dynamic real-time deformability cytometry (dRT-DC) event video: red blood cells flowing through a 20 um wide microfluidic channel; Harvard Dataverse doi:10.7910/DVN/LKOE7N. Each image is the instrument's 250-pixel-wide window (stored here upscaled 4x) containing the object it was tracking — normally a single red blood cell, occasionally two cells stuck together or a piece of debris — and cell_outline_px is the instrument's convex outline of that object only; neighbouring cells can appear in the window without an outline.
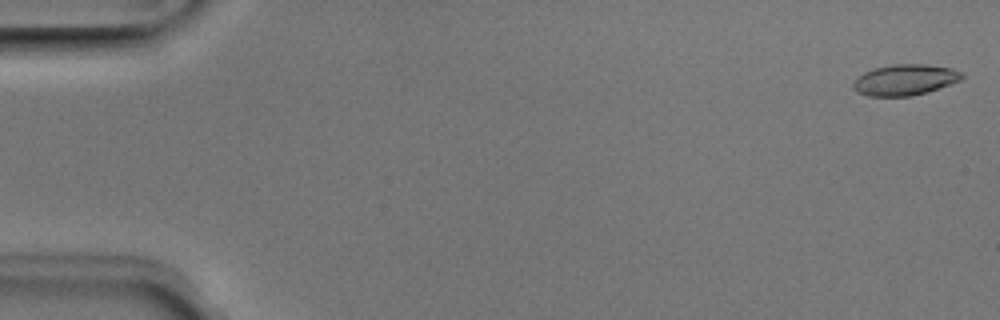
{"species": "Egyptian fruit bat (a non-hibernating species)", "species_latin": "Rousettus aegyptiacus", "temperature_condition": "room temperature", "stored_images_in_passage": 50, "camera_frame_rate_fps": 3000, "um_per_image_px": 0.085, "animal": {"sex": "male"}, "frame": {"image": 1, "passage_image": 1, "time_ms": 0.0, "image_size_px": [1000, 320], "cell_outline_px": [[964, 76], [960, 80], [912, 96], [868, 96], [852, 88], [852, 84], [864, 72], [876, 68], [892, 64], [928, 64], [952, 68], [964, 72]], "centroid_in_image_um": [76.94, 6.77], "position_along_channel_um": 8.1, "area_um2": 19.31}}
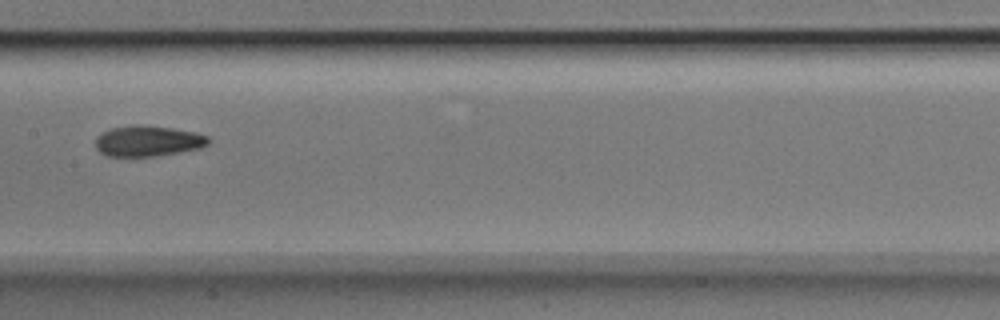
{"frame": {"image": 2, "passage_image": 26, "time_ms": 8.333, "image_size_px": [1000, 320], "cell_outline_px": [[212, 140], [208, 144], [200, 148], [180, 152], [156, 156], [104, 156], [96, 148], [96, 136], [112, 128], [136, 124], [172, 128], [196, 132], [208, 136]], "centroid_in_image_um": [12.59, 11.99], "position_along_channel_um": 194.8, "area_um2": 20.29}}
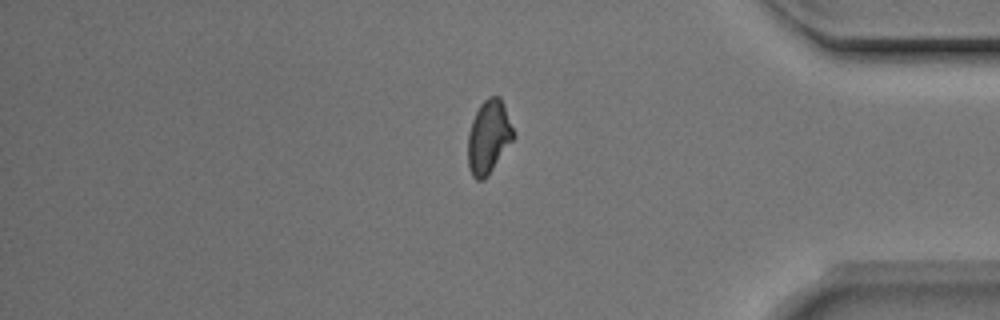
{"frame": {"image": 3, "passage_image": 43, "time_ms": 14.0, "image_size_px": [1000, 320], "cell_outline_px": [[516, 136], [484, 180], [476, 180], [472, 176], [468, 168], [468, 132], [472, 120], [480, 104], [488, 96], [500, 96], [504, 104]], "centroid_in_image_um": [41.53, 11.63], "position_along_channel_um": 393.7, "area_um2": 19.54}, "authors_computed_cell_mechanics": {"area_um2": 19.7098, "velocity_mm_per_s": 3.9553, "shape_relaxation_time_tau1_ms": 5.9279, "shape_relaxation_time_tau2_ms": 3.1804, "deformation_change_tau1": 0.1428, "deformation_change_tau2": 0.1007}}